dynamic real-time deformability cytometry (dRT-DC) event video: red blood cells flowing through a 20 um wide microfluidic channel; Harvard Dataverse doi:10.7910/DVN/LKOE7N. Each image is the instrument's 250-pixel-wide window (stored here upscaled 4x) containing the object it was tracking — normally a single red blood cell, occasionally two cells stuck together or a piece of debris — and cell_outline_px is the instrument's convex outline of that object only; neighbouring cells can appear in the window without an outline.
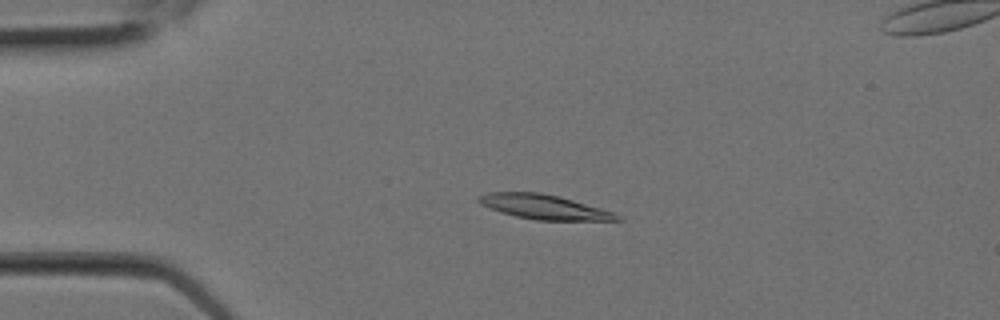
{"species": "Egyptian fruit bat (a non-hibernating species)", "species_latin": "Rousettus aegyptiacus", "temperature_condition": "room temperature", "stored_images_in_passage": 8, "camera_frame_rate_fps": 3000, "um_per_image_px": 0.085, "animal": {"sex": "female"}, "frame": {"image": 1, "passage_image": 5, "time_ms": 1.333, "image_size_px": [1000, 320], "cell_outline_px": [[624, 220], [536, 220], [516, 216], [500, 212], [480, 204], [476, 200], [476, 196], [488, 192], [540, 192], [572, 200], [600, 208], [612, 212], [620, 216]], "centroid_in_image_um": [46.17, 17.58], "position_along_channel_um": 38.8, "area_um2": 19.59}}
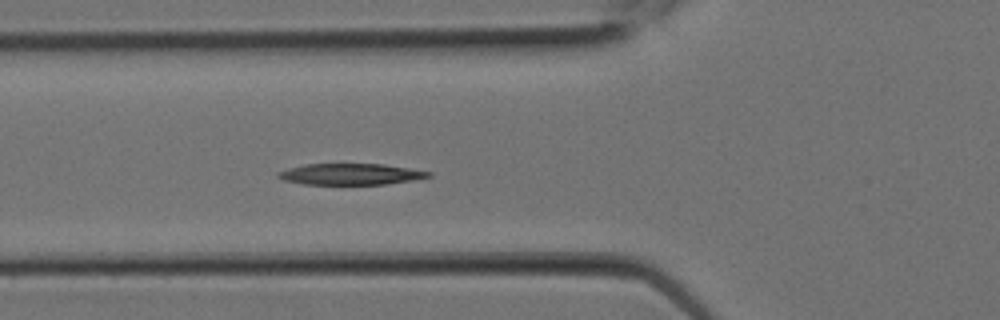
{"frame": {"image": 2, "passage_image": 8, "time_ms": 2.333, "image_size_px": [1000, 320], "cell_outline_px": [[432, 176], [412, 180], [384, 184], [304, 184], [284, 180], [276, 176], [276, 172], [288, 168], [304, 164], [384, 164], [432, 172]], "centroid_in_image_um": [29.77, 14.8], "position_along_channel_um": 96.0, "area_um2": 18.5}}